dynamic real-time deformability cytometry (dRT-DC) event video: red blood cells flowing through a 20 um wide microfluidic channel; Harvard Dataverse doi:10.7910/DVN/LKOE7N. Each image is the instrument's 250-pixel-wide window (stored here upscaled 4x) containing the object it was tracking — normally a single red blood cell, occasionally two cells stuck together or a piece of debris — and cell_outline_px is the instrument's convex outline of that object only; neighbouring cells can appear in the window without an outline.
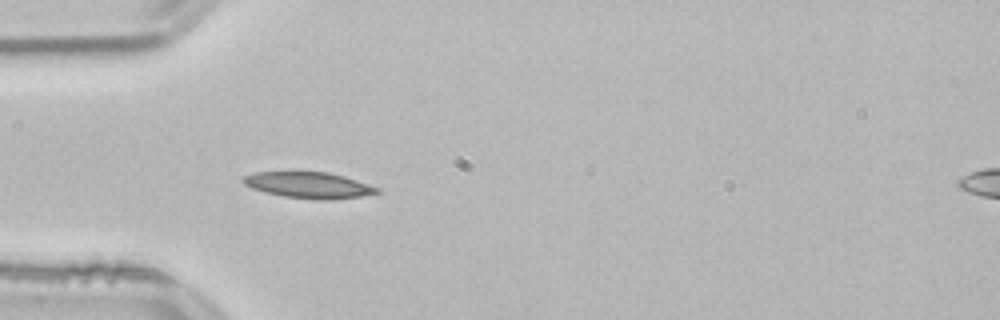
{"species": "common noctule bat (a hibernating species)", "species_latin": "Nyctalus noctula", "temperature_condition": "room temperature", "stored_images_in_passage": 44, "camera_frame_rate_fps": 3000, "um_per_image_px": 0.085, "animal": {"sex": "male", "body_mass_g": 21.5, "forearm_length_mm": 52.0}, "frame": {"image": 1, "passage_image": 7, "time_ms": 2.0, "image_size_px": [1000, 320], "cell_outline_px": [[384, 192], [360, 196], [332, 200], [320, 200], [284, 196], [264, 192], [252, 188], [244, 184], [240, 180], [244, 176], [256, 172], [288, 168], [296, 168], [328, 172], [344, 176], [380, 188]], "centroid_in_image_um": [26.19, 15.67], "position_along_channel_um": 58.8, "area_um2": 21.56}, "authors_computed_cell_mechanics": {"area_um2": 19.0162, "velocity_mm_per_s": 3.8112, "shape_relaxation_time_tau1_ms": 10.4323, "shape_relaxation_time_tau2_ms": 6.0624, "deformation_change_tau1": 0.1819, "deformation_change_tau2": 0.1017}}